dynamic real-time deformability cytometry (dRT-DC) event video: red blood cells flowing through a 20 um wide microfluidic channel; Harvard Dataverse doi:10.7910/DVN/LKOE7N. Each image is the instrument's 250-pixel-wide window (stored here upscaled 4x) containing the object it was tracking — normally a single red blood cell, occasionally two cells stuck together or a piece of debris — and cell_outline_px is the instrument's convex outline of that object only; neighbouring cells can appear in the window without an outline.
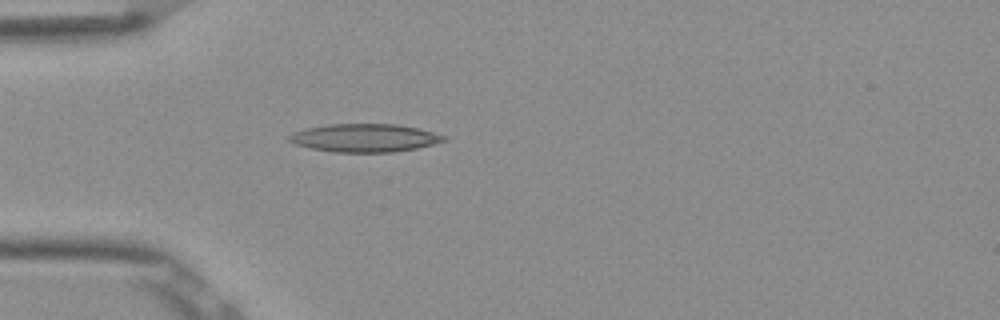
{"species": "Egyptian fruit bat (a non-hibernating species)", "species_latin": "Rousettus aegyptiacus", "temperature_condition": "room temperature", "stored_images_in_passage": 16, "camera_frame_rate_fps": 3000, "um_per_image_px": 0.085, "frame": {"image": 1, "passage_image": 1, "time_ms": 0.0, "image_size_px": [1000, 320], "cell_outline_px": [[448, 140], [416, 148], [392, 152], [332, 152], [312, 148], [296, 144], [288, 140], [288, 136], [292, 132], [304, 128], [328, 124], [396, 124], [420, 128], [448, 136]], "centroid_in_image_um": [31.01, 11.71], "position_along_channel_um": 54.0, "area_um2": 25.49}}
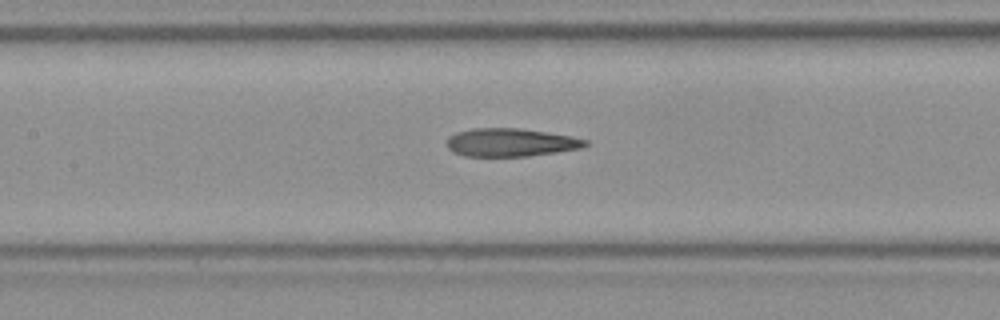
{"frame": {"image": 2, "passage_image": 10, "time_ms": 3.0, "image_size_px": [1000, 320], "cell_outline_px": [[592, 144], [580, 148], [556, 152], [528, 156], [464, 156], [452, 152], [448, 148], [448, 136], [456, 132], [472, 128], [520, 128], [572, 136], [588, 140]], "centroid_in_image_um": [43.42, 12.1], "position_along_channel_um": 164.0, "area_um2": 22.83}}
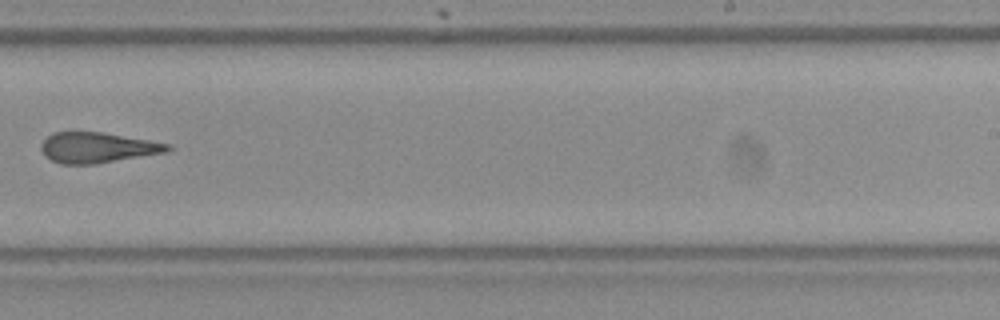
{"frame": {"image": 3, "passage_image": 16, "time_ms": 5.0, "image_size_px": [1000, 320], "cell_outline_px": [[172, 148], [168, 152], [96, 164], [60, 164], [44, 156], [40, 148], [40, 144], [52, 132], [104, 132], [172, 144]], "centroid_in_image_um": [8.29, 12.55], "position_along_channel_um": 280.7, "area_um2": 22.72}}